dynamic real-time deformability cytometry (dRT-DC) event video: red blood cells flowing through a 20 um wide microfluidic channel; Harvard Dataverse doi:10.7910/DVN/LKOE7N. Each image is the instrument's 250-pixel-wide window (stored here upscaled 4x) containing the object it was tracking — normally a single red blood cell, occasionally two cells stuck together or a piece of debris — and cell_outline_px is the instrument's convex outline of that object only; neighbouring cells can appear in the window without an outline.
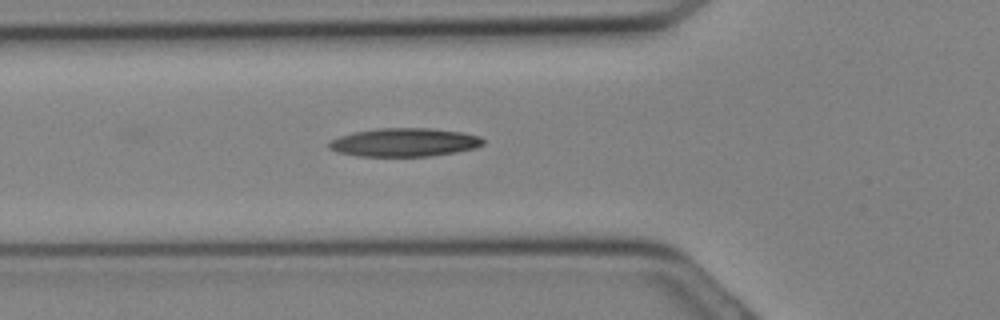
{"species": "Egyptian fruit bat (a non-hibernating species)", "species_latin": "Rousettus aegyptiacus", "temperature_condition": "cold", "stored_images_in_passage": 10, "camera_frame_rate_fps": 3000, "um_per_image_px": 0.085, "animal": {"sex": "female"}, "frame": {"image": 1, "passage_image": 6, "time_ms": 1.667, "image_size_px": [1000, 320], "cell_outline_px": [[484, 144], [476, 148], [456, 152], [428, 156], [360, 156], [340, 152], [328, 148], [328, 144], [332, 140], [340, 136], [352, 132], [376, 128], [428, 128], [460, 132], [480, 136], [484, 140]], "centroid_in_image_um": [34.39, 12.09], "position_along_channel_um": 91.4, "area_um2": 25.43}}
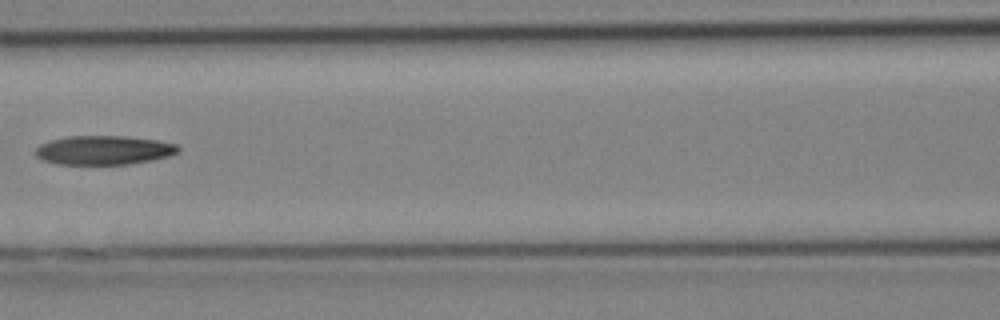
{"frame": {"image": 2, "passage_image": 9, "time_ms": 2.667, "image_size_px": [1000, 320], "cell_outline_px": [[180, 152], [168, 156], [152, 160], [128, 164], [56, 164], [44, 160], [36, 156], [36, 148], [40, 144], [48, 140], [68, 136], [124, 136], [156, 140], [176, 144], [180, 148]], "centroid_in_image_um": [8.82, 12.76], "position_along_channel_um": 157.8, "area_um2": 24.16}}